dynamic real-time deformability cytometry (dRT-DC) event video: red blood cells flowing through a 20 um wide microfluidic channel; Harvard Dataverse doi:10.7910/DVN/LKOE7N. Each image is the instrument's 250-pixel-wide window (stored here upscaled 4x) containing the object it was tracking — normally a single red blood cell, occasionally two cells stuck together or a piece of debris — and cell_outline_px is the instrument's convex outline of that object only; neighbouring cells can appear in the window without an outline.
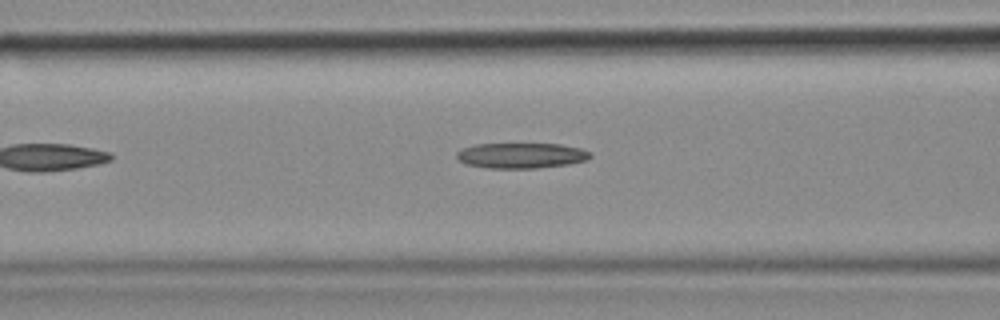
{"species": "common noctule bat (a hibernating species)", "species_latin": "Nyctalus noctula", "temperature_condition": "cold", "stored_images_in_passage": 5, "camera_frame_rate_fps": 3000, "um_per_image_px": 0.085, "animal": {"sex": "female", "body_mass_g": 18.4}, "frame": {"image": 1, "passage_image": 5, "time_ms": 1.333, "image_size_px": [1000, 320], "cell_outline_px": [[592, 156], [588, 160], [568, 164], [536, 168], [488, 168], [468, 164], [460, 160], [456, 156], [456, 152], [460, 148], [476, 144], [560, 144], [580, 148], [592, 152]], "centroid_in_image_um": [44.33, 13.21], "position_along_channel_um": 122.3, "area_um2": 19.83}}